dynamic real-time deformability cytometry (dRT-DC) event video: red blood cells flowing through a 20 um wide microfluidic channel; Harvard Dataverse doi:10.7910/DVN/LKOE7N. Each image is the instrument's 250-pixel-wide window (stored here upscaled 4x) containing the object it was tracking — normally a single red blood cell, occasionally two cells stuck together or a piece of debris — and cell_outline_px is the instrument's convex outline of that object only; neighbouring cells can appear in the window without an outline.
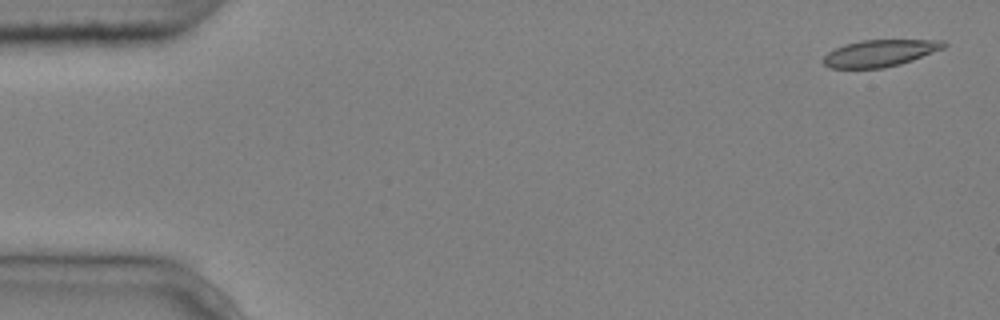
{"species": "common noctule bat (a hibernating species)", "species_latin": "Nyctalus noctula", "temperature_condition": "cold", "stored_images_in_passage": 4, "camera_frame_rate_fps": 3000, "um_per_image_px": 0.085, "animal": {"sex": "male", "body_mass_g": 20.4}, "frame": {"image": 1, "passage_image": 1, "time_ms": 0.0, "image_size_px": [1000, 320], "cell_outline_px": [[948, 44], [944, 48], [912, 60], [900, 64], [884, 68], [828, 68], [824, 64], [824, 56], [828, 52], [844, 44], [860, 40], [944, 40]], "centroid_in_image_um": [74.79, 4.51], "position_along_channel_um": 10.2, "area_um2": 18.79}}
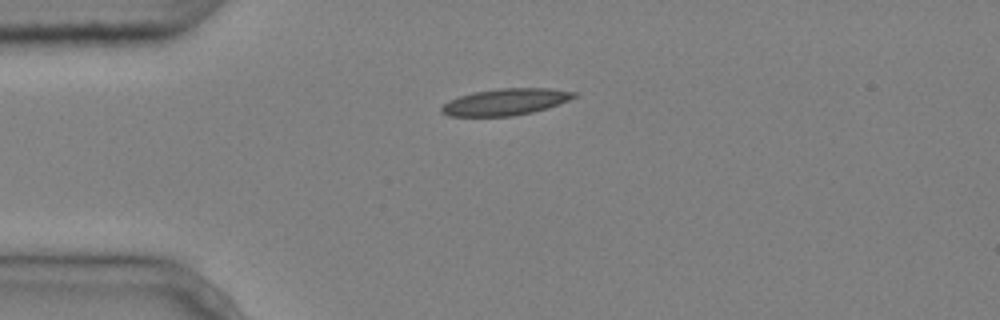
{"frame": {"image": 2, "passage_image": 4, "time_ms": 1.0, "image_size_px": [1000, 320], "cell_outline_px": [[580, 96], [548, 108], [532, 112], [512, 116], [448, 116], [440, 112], [440, 108], [448, 100], [472, 92], [500, 88], [548, 88], [576, 92]], "centroid_in_image_um": [42.98, 8.66], "position_along_channel_um": 42.0, "area_um2": 20.69}}